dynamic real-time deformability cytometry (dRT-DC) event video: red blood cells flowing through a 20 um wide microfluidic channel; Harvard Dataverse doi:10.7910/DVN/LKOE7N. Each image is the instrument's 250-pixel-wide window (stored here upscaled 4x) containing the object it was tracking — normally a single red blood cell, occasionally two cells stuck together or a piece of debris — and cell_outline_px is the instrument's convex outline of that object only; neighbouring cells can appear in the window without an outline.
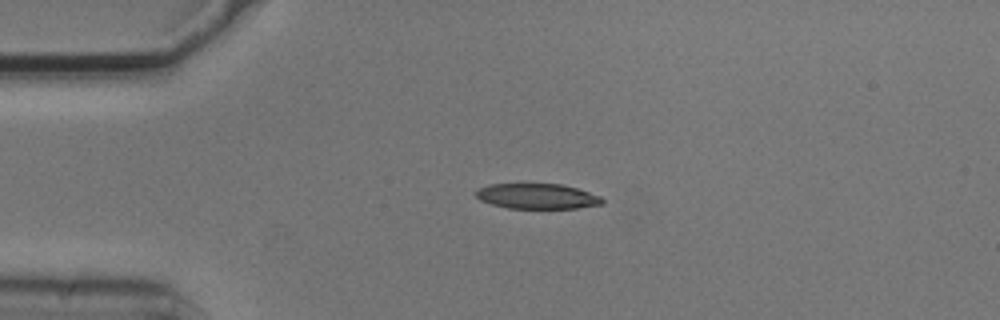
{"species": "common noctule bat (a hibernating species)", "species_latin": "Nyctalus noctula", "temperature_condition": "cold", "stored_images_in_passage": 5, "camera_frame_rate_fps": 3000, "um_per_image_px": 0.085, "animal": {"sex": "male", "body_mass_g": 20.5, "forearm_length_mm": 52.5}, "frame": {"image": 1, "passage_image": 3, "time_ms": 0.667, "image_size_px": [1000, 320], "cell_outline_px": [[604, 204], [576, 208], [508, 208], [492, 204], [480, 200], [476, 196], [476, 188], [488, 184], [560, 184], [576, 188], [600, 196], [604, 200]], "centroid_in_image_um": [45.64, 16.68], "position_along_channel_um": 39.4, "area_um2": 18.55}}